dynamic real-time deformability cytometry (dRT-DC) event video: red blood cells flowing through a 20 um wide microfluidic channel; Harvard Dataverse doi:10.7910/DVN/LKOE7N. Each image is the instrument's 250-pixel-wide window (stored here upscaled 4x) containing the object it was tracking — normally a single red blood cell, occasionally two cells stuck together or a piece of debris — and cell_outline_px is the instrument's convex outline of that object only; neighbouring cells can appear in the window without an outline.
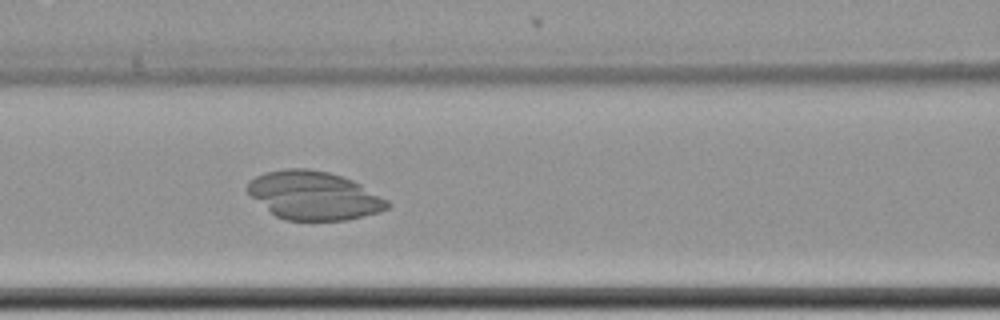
{"species": "common noctule bat (a hibernating species)", "species_latin": "Nyctalus noctula", "temperature_condition": "cold", "stored_images_in_passage": 62, "camera_frame_rate_fps": 3000, "um_per_image_px": 0.085, "animal": {"sex": "female", "body_mass_g": 22.7, "forearm_length_mm": 54.2}, "frame": {"image": 1, "passage_image": 29, "time_ms": 9.333, "image_size_px": [1000, 320], "cell_outline_px": [[392, 204], [388, 208], [380, 212], [344, 220], [288, 220], [276, 216], [252, 196], [248, 192], [248, 184], [256, 176], [264, 172], [288, 168], [308, 168], [328, 172], [352, 180], [360, 184], [388, 200]], "centroid_in_image_um": [26.71, 16.61], "position_along_channel_um": 139.9, "area_um2": 39.02}}
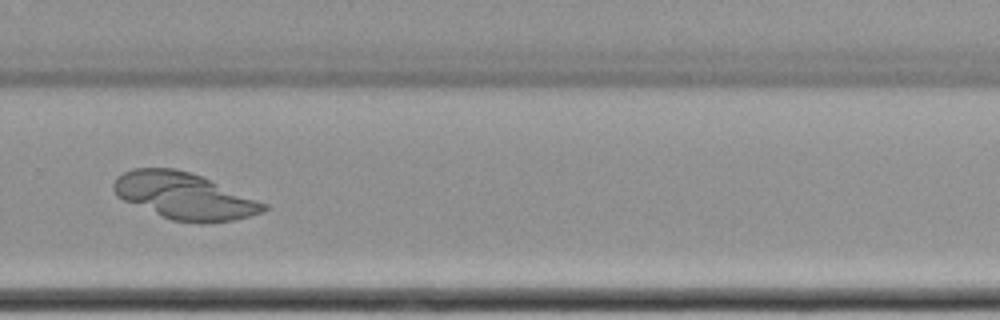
{"frame": {"image": 2, "passage_image": 44, "time_ms": 14.333, "image_size_px": [1000, 320], "cell_outline_px": [[268, 208], [260, 212], [248, 216], [232, 220], [172, 220], [124, 200], [116, 196], [112, 188], [112, 184], [116, 176], [132, 168], [172, 168], [192, 172], [268, 204]], "centroid_in_image_um": [15.6, 16.6], "position_along_channel_um": 314.2, "area_um2": 39.65}}
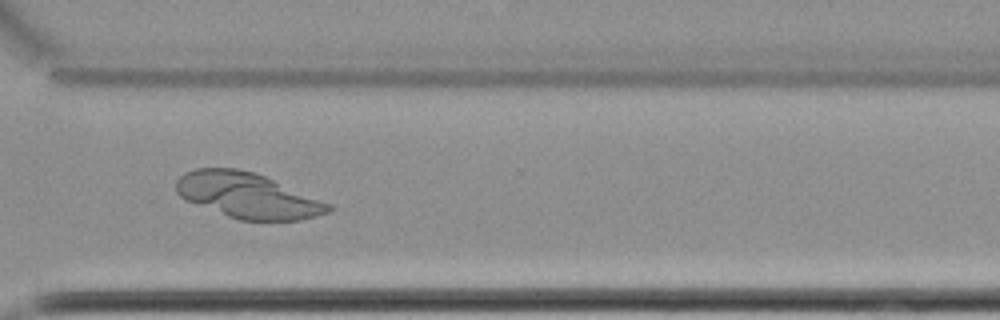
{"frame": {"image": 3, "passage_image": 47, "time_ms": 15.333, "image_size_px": [1000, 320], "cell_outline_px": [[332, 208], [328, 212], [316, 216], [300, 220], [240, 220], [228, 216], [184, 200], [176, 192], [176, 180], [184, 172], [196, 168], [236, 168], [252, 172], [264, 176], [332, 204]], "centroid_in_image_um": [21.01, 16.61], "position_along_channel_um": 349.6, "area_um2": 40.0}}